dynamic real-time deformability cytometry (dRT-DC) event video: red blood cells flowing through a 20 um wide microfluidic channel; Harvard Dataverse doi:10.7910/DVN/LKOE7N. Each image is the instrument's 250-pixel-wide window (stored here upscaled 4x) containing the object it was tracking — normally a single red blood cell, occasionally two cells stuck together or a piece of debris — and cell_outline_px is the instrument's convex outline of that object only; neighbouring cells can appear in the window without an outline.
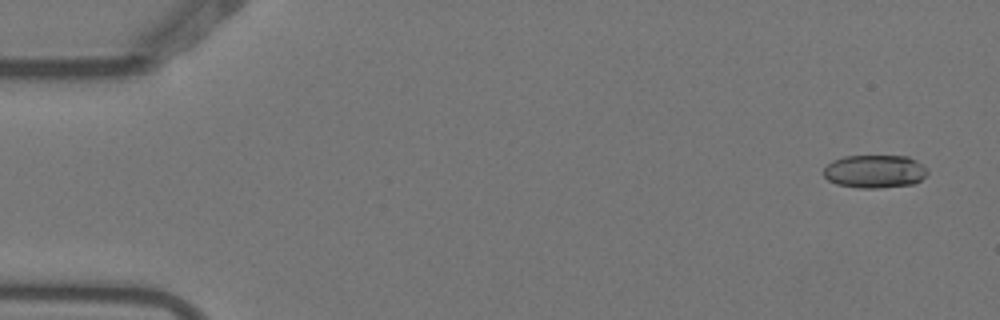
{"species": "Egyptian fruit bat (a non-hibernating species)", "species_latin": "Rousettus aegyptiacus", "temperature_condition": "warm", "stored_images_in_passage": 7, "camera_frame_rate_fps": 3000, "um_per_image_px": 0.085, "animal": {"sex": "female"}, "frame": {"image": 1, "passage_image": 1, "time_ms": 0.0, "image_size_px": [1000, 320], "cell_outline_px": [[928, 172], [920, 180], [912, 184], [876, 188], [860, 188], [836, 184], [828, 180], [824, 176], [824, 168], [832, 160], [844, 156], [908, 156], [916, 160], [928, 168]], "centroid_in_image_um": [74.35, 14.56], "position_along_channel_um": 10.7, "area_um2": 20.06}}
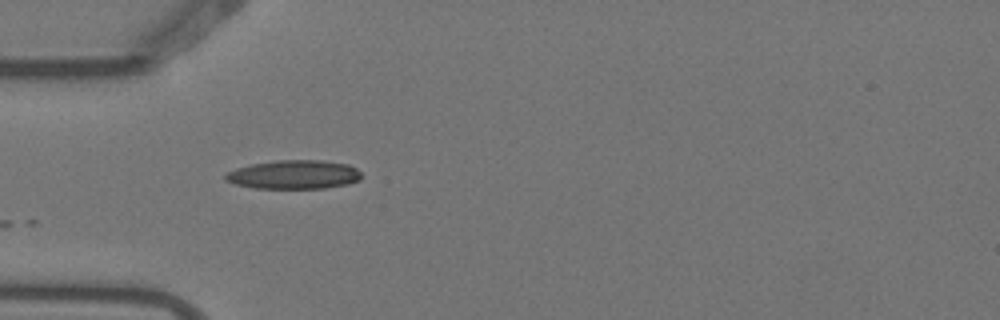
{"frame": {"image": 2, "passage_image": 5, "time_ms": 1.333, "image_size_px": [1000, 320], "cell_outline_px": [[360, 180], [348, 184], [324, 188], [252, 188], [236, 184], [224, 180], [224, 176], [228, 172], [236, 168], [252, 164], [280, 160], [320, 160], [348, 164], [356, 168], [360, 172]], "centroid_in_image_um": [24.98, 14.84], "position_along_channel_um": 60.0, "area_um2": 22.77}}